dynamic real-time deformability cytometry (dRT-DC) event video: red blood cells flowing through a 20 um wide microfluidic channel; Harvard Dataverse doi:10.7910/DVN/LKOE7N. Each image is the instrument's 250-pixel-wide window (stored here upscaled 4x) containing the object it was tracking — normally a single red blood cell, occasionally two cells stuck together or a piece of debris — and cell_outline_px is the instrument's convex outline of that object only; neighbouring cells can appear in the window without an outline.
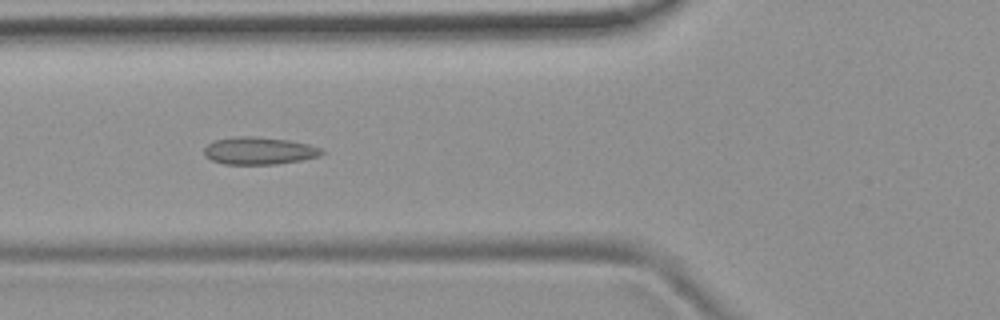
{"species": "common noctule bat (a hibernating species)", "species_latin": "Nyctalus noctula", "temperature_condition": "room temperature", "stored_images_in_passage": 7, "camera_frame_rate_fps": 3000, "um_per_image_px": 0.085, "animal": {"sex": "female", "body_mass_g": 19.9}, "frame": {"image": 1, "passage_image": 5, "time_ms": 5.667, "image_size_px": [1000, 320], "cell_outline_px": [[324, 152], [320, 156], [300, 160], [276, 164], [224, 164], [212, 160], [204, 156], [204, 148], [208, 144], [216, 140], [236, 136], [252, 136], [288, 140], [308, 144], [320, 148]], "centroid_in_image_um": [22.0, 12.81], "position_along_channel_um": 103.8, "area_um2": 18.67}}
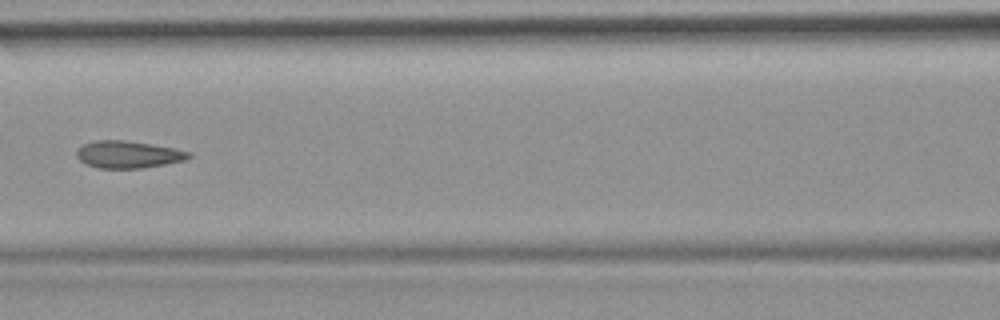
{"frame": {"image": 2, "passage_image": 6, "time_ms": 7.0, "image_size_px": [1000, 320], "cell_outline_px": [[192, 156], [184, 160], [164, 164], [140, 168], [100, 168], [84, 164], [76, 156], [76, 152], [84, 144], [96, 140], [124, 140], [152, 144], [176, 148], [192, 152]], "centroid_in_image_um": [10.91, 13.12], "position_along_channel_um": 155.7, "area_um2": 17.74}}
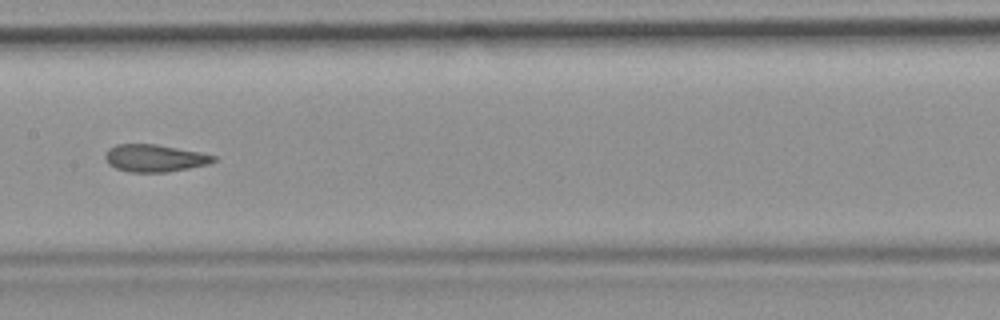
{"frame": {"image": 3, "passage_image": 7, "time_ms": 8.0, "image_size_px": [1000, 320], "cell_outline_px": [[216, 160], [208, 164], [168, 172], [128, 172], [116, 168], [108, 164], [104, 156], [108, 148], [116, 144], [156, 144], [200, 152], [216, 156]], "centroid_in_image_um": [13.12, 13.44], "position_along_channel_um": 194.3, "area_um2": 17.28}}